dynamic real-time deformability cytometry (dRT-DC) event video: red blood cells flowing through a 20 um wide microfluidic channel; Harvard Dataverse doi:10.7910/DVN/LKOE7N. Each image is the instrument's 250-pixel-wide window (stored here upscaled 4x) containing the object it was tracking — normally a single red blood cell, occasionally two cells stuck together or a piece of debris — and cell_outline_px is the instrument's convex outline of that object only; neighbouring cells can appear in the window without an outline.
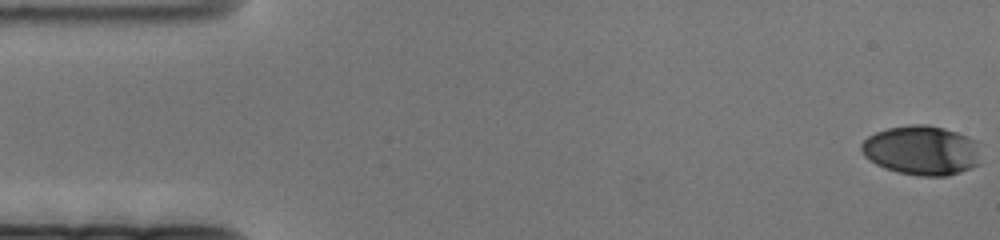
{"species": "human", "species_latin": "Homo sapiens", "temperature_condition": "cold", "stored_images_in_passage": 79, "camera_frame_rate_fps": 3000, "um_per_image_px": 0.085, "donor": {"sex": "female"}, "frame": {"image": 1, "passage_image": 1, "time_ms": 0.0, "image_size_px": [1000, 240], "cell_outline_px": [[980, 164], [972, 168], [948, 176], [920, 176], [896, 172], [884, 168], [868, 160], [864, 156], [860, 148], [860, 144], [868, 136], [876, 132], [888, 128], [912, 124], [928, 124], [944, 128], [968, 136], [976, 140]], "centroid_in_image_um": [78.33, 12.79], "position_along_channel_um": 6.7, "area_um2": 34.74}}
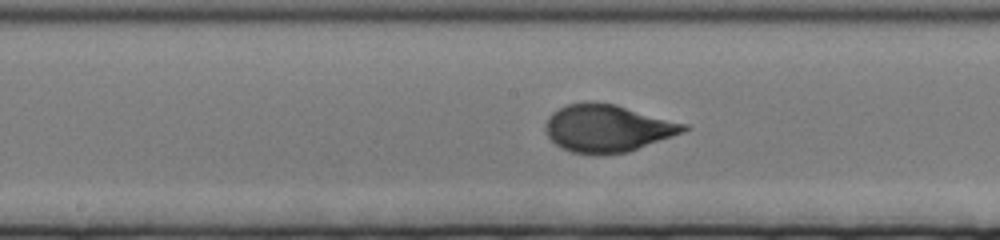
{"frame": {"image": 2, "passage_image": 39, "time_ms": 12.667, "image_size_px": [1000, 240], "cell_outline_px": [[692, 128], [684, 132], [628, 152], [600, 156], [572, 152], [560, 148], [548, 136], [544, 128], [544, 124], [548, 116], [552, 112], [568, 104], [584, 100], [616, 104], [688, 124]], "centroid_in_image_um": [51.63, 10.9], "position_along_channel_um": 196.6, "area_um2": 38.84}}
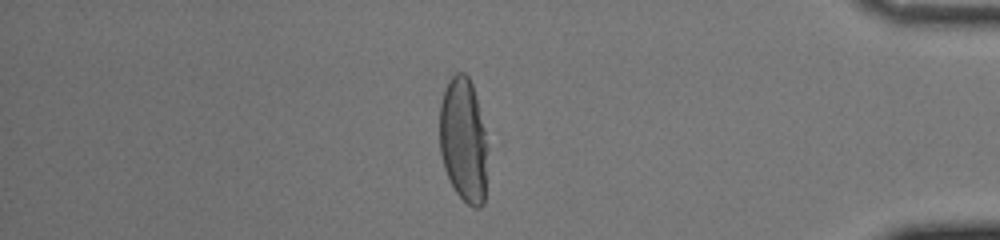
{"frame": {"image": 3, "passage_image": 67, "time_ms": 22.0, "image_size_px": [1000, 240], "cell_outline_px": [[488, 148], [484, 204], [480, 208], [476, 208], [468, 204], [456, 192], [444, 168], [440, 152], [440, 104], [448, 80], [456, 72], [464, 72], [468, 76], [472, 84], [476, 96], [488, 144]], "centroid_in_image_um": [39.41, 11.91], "position_along_channel_um": 395.8, "area_um2": 35.03}}